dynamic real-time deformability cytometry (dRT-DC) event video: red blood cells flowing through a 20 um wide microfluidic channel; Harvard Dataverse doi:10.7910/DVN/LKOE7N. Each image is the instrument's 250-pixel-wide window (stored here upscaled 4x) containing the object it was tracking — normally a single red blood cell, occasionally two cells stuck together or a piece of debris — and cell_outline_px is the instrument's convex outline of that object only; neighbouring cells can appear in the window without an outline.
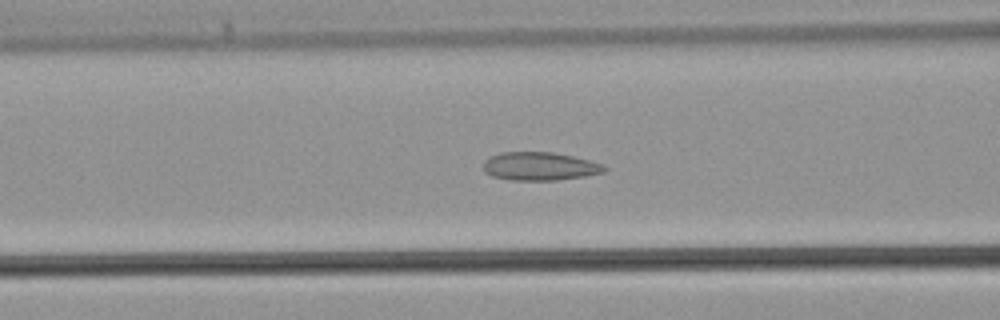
{"species": "common noctule bat (a hibernating species)", "species_latin": "Nyctalus noctula", "temperature_condition": "warm", "stored_images_in_passage": 42, "camera_frame_rate_fps": 3000, "um_per_image_px": 0.085, "animal": {"sex": "male", "body_mass_g": 21.5, "forearm_length_mm": 52.0}, "frame": {"image": 1, "passage_image": 16, "time_ms": 5.0, "image_size_px": [1000, 320], "cell_outline_px": [[608, 168], [604, 172], [584, 176], [556, 180], [512, 180], [492, 176], [484, 172], [484, 160], [488, 156], [500, 152], [552, 152], [572, 156], [604, 164]], "centroid_in_image_um": [45.86, 14.13], "position_along_channel_um": 120.7, "area_um2": 20.0}}
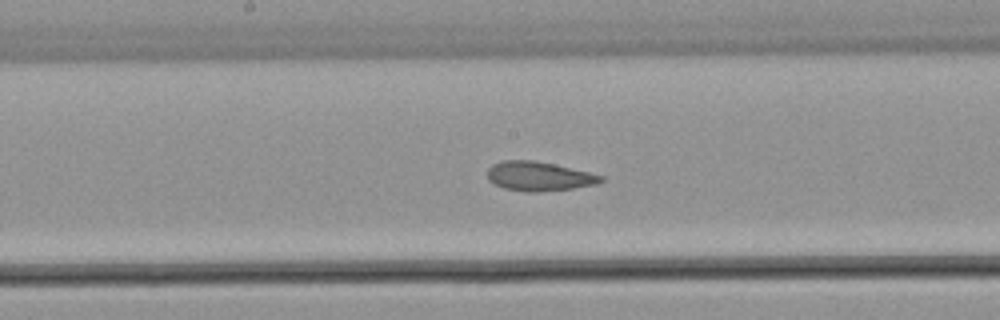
{"frame": {"image": 2, "passage_image": 21, "time_ms": 6.667, "image_size_px": [1000, 320], "cell_outline_px": [[604, 180], [596, 184], [572, 188], [536, 192], [528, 192], [504, 188], [488, 180], [488, 168], [492, 164], [500, 160], [532, 160], [552, 164], [588, 172], [604, 176]], "centroid_in_image_um": [45.78, 14.98], "position_along_channel_um": 202.4, "area_um2": 19.13}}
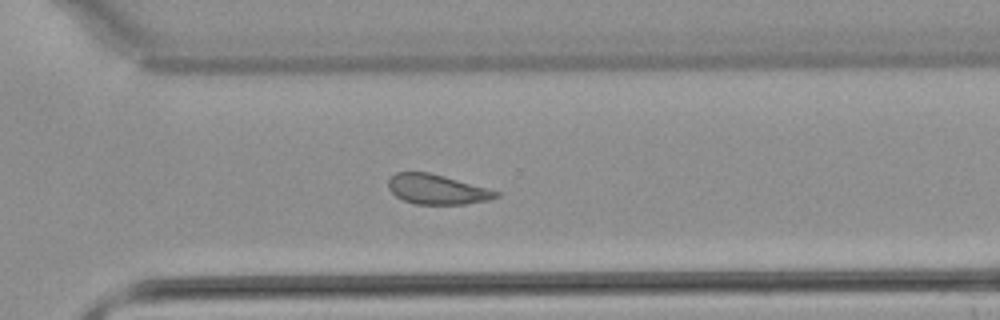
{"frame": {"image": 3, "passage_image": 29, "time_ms": 9.333, "image_size_px": [1000, 320], "cell_outline_px": [[500, 196], [488, 200], [464, 204], [416, 204], [404, 200], [396, 196], [388, 188], [388, 180], [396, 172], [428, 172], [444, 176], [500, 192]], "centroid_in_image_um": [37.13, 16.1], "position_along_channel_um": 333.5, "area_um2": 18.5}}